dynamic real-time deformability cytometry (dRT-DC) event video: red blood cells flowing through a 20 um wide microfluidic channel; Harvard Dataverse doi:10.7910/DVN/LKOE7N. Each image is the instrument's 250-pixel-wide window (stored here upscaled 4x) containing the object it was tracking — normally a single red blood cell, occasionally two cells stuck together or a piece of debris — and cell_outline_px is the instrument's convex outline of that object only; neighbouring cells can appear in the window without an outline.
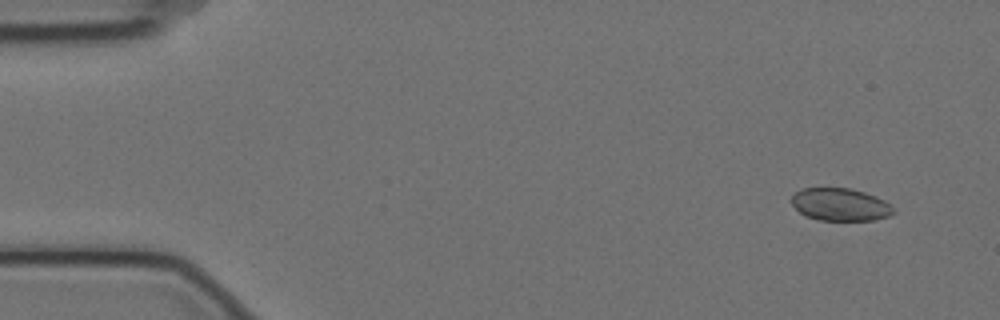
{"species": "Egyptian fruit bat (a non-hibernating species)", "species_latin": "Rousettus aegyptiacus", "temperature_condition": "cold", "stored_images_in_passage": 2, "camera_frame_rate_fps": 3000, "um_per_image_px": 0.085, "animal": {"sex": "female"}, "frame": {"image": 1, "passage_image": 1, "time_ms": 0.0, "image_size_px": [1000, 320], "cell_outline_px": [[896, 212], [888, 216], [872, 220], [820, 220], [804, 216], [792, 204], [792, 196], [800, 188], [852, 188], [876, 196], [884, 200], [896, 208]], "centroid_in_image_um": [71.45, 17.38], "position_along_channel_um": 13.6, "area_um2": 19.48}}